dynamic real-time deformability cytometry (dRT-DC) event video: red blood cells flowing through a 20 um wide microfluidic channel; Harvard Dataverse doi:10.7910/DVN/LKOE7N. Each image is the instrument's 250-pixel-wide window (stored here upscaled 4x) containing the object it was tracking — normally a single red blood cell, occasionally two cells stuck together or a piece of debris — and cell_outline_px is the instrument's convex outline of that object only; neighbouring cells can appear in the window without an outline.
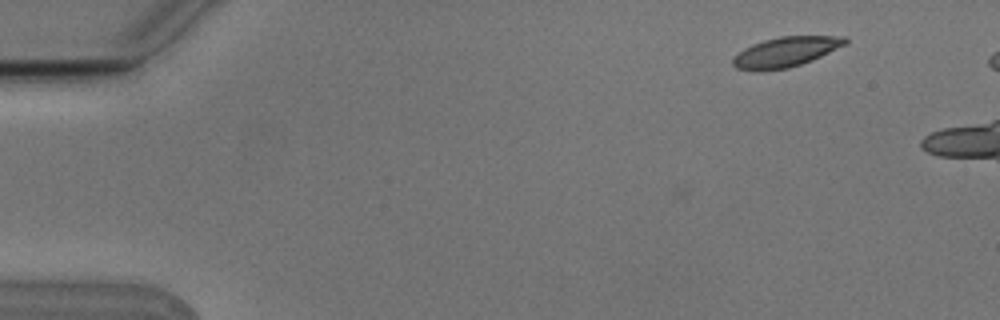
{"species": "Egyptian fruit bat (a non-hibernating species)", "species_latin": "Rousettus aegyptiacus", "temperature_condition": "cold", "stored_images_in_passage": 6, "camera_frame_rate_fps": 3000, "um_per_image_px": 0.085, "animal": {"sex": "male"}, "frame": {"image": 1, "passage_image": 2, "time_ms": 0.333, "image_size_px": [1000, 320], "cell_outline_px": [[848, 44], [812, 60], [788, 68], [736, 68], [732, 64], [732, 56], [744, 48], [752, 44], [764, 40], [780, 36], [848, 36]], "centroid_in_image_um": [66.86, 4.36], "position_along_channel_um": 18.1, "area_um2": 19.19}}